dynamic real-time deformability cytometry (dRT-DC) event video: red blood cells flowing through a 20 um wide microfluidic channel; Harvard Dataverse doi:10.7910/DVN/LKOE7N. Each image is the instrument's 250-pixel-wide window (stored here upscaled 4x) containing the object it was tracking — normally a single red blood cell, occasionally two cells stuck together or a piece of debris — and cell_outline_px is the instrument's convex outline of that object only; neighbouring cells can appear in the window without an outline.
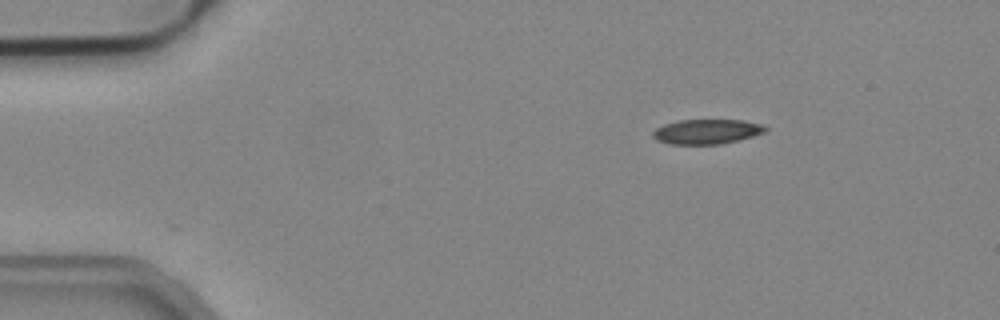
{"species": "common noctule bat (a hibernating species)", "species_latin": "Nyctalus noctula", "temperature_condition": "cold", "stored_images_in_passage": 43, "camera_frame_rate_fps": 3000, "um_per_image_px": 0.085, "animal": {"sex": "male", "body_mass_g": 19.2, "forearm_length_mm": 51.8}, "frame": {"image": 1, "passage_image": 1, "time_ms": 0.0, "image_size_px": [1000, 320], "cell_outline_px": [[768, 128], [764, 132], [752, 136], [720, 144], [668, 144], [656, 140], [652, 136], [652, 132], [656, 128], [664, 124], [676, 120], [744, 120], [764, 124]], "centroid_in_image_um": [60.05, 11.18], "position_along_channel_um": 25.0, "area_um2": 16.3}}
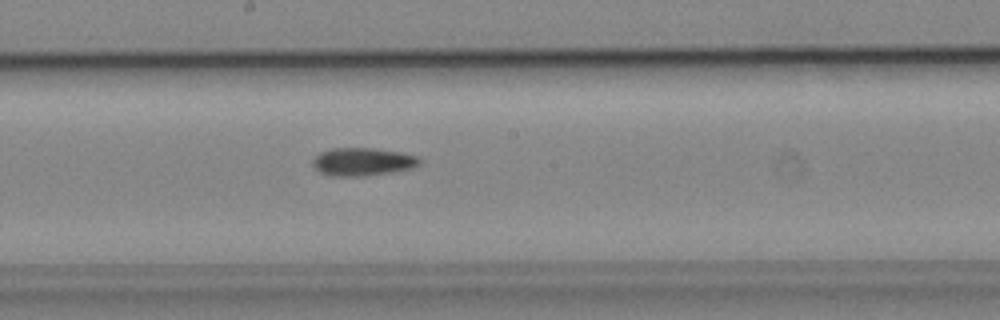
{"frame": {"image": 2, "passage_image": 21, "time_ms": 6.667, "image_size_px": [1000, 320], "cell_outline_px": [[420, 164], [408, 168], [388, 172], [360, 176], [332, 176], [320, 172], [312, 164], [312, 160], [320, 152], [332, 148], [372, 148], [400, 152], [416, 156], [420, 160]], "centroid_in_image_um": [30.77, 13.73], "position_along_channel_um": 217.4, "area_um2": 17.05}}
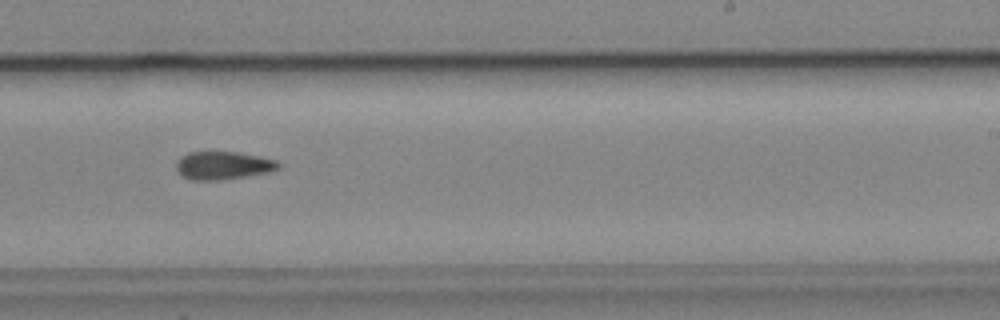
{"frame": {"image": 3, "passage_image": 25, "time_ms": 8.0, "image_size_px": [1000, 320], "cell_outline_px": [[280, 168], [268, 172], [244, 176], [216, 180], [192, 180], [176, 172], [176, 160], [180, 156], [188, 152], [236, 152], [276, 160], [280, 164]], "centroid_in_image_um": [18.9, 14.06], "position_along_channel_um": 270.1, "area_um2": 16.53}}